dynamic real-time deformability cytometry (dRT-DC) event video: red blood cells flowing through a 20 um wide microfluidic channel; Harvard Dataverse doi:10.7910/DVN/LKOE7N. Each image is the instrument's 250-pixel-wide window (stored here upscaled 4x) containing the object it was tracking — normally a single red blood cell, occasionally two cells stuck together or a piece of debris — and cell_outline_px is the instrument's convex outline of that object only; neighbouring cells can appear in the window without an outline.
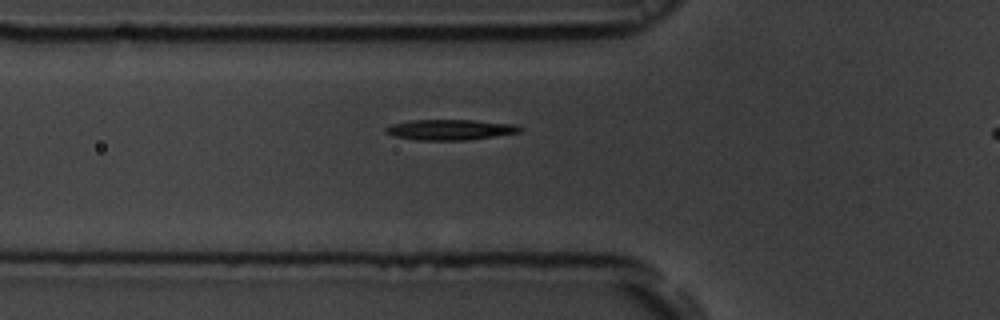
{"species": "common noctule bat (a hibernating species)", "species_latin": "Nyctalus noctula", "temperature_condition": "room temperature", "stored_images_in_passage": 40, "camera_frame_rate_fps": 3000, "um_per_image_px": 0.085, "animal": {"sex": "male", "body_mass_g": 19.5, "forearm_length_mm": 54.6}, "frame": {"image": 1, "passage_image": 11, "time_ms": 3.333, "image_size_px": [1000, 320], "cell_outline_px": [[524, 128], [520, 132], [496, 136], [468, 140], [416, 140], [392, 136], [384, 132], [384, 128], [392, 124], [408, 120], [472, 120], [516, 124]], "centroid_in_image_um": [38.25, 11.02], "position_along_channel_um": 87.6, "area_um2": 16.24}}
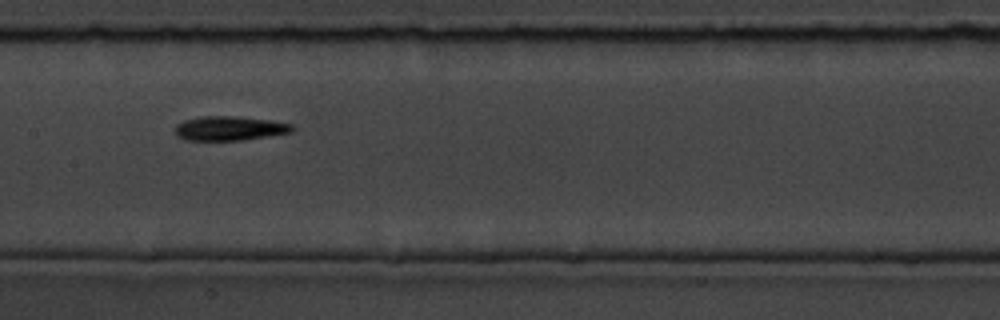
{"frame": {"image": 2, "passage_image": 19, "time_ms": 6.0, "image_size_px": [1000, 320], "cell_outline_px": [[296, 128], [292, 132], [244, 140], [184, 140], [176, 136], [176, 124], [184, 120], [200, 116], [232, 116], [272, 120], [292, 124]], "centroid_in_image_um": [19.52, 10.91], "position_along_channel_um": 187.9, "area_um2": 16.7}}
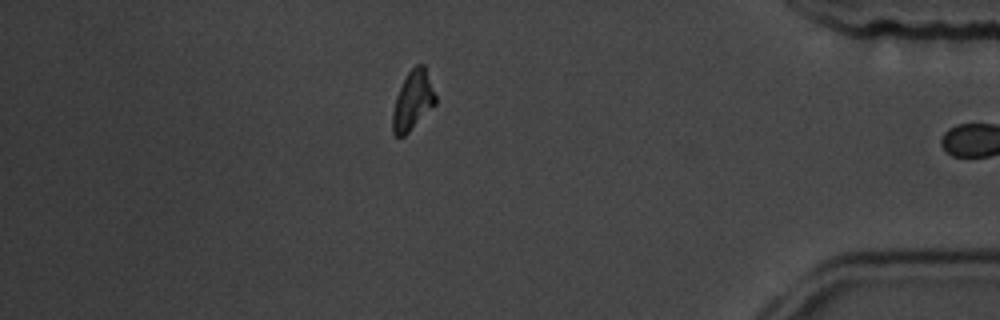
{"frame": {"image": 3, "passage_image": 39, "time_ms": 12.667, "image_size_px": [1000, 320], "cell_outline_px": [[436, 104], [404, 136], [396, 136], [392, 132], [392, 112], [396, 96], [408, 72], [416, 64], [424, 64], [436, 96]], "centroid_in_image_um": [35.08, 8.55], "position_along_channel_um": 400.1, "area_um2": 14.62}}